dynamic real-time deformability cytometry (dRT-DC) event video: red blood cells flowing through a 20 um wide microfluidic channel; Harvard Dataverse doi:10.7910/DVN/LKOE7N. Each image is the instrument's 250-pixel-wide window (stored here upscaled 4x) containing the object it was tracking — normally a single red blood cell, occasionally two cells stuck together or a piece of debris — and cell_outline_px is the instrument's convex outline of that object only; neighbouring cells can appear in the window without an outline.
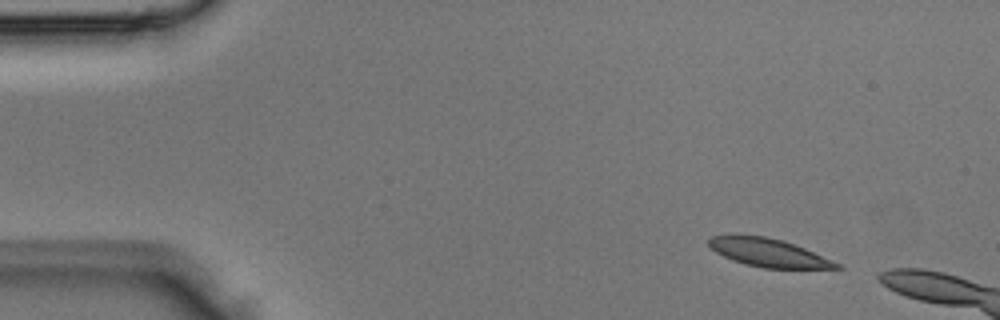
{"species": "Egyptian fruit bat (a non-hibernating species)", "species_latin": "Rousettus aegyptiacus", "temperature_condition": "room temperature", "stored_images_in_passage": 3, "segment_of_instrument_passage": [2, 2], "camera_frame_rate_fps": 3000, "um_per_image_px": 0.085, "animal": {"sex": "male"}, "frame": {"image": 1, "passage_image": 3, "time_ms": 0.667, "image_size_px": [1000, 320], "cell_outline_px": [[844, 268], [764, 268], [744, 264], [732, 260], [716, 252], [708, 244], [708, 240], [712, 236], [764, 236], [784, 240], [804, 248], [840, 264]], "centroid_in_image_um": [65.33, 21.49], "position_along_channel_um": 19.7, "area_um2": 20.52}}